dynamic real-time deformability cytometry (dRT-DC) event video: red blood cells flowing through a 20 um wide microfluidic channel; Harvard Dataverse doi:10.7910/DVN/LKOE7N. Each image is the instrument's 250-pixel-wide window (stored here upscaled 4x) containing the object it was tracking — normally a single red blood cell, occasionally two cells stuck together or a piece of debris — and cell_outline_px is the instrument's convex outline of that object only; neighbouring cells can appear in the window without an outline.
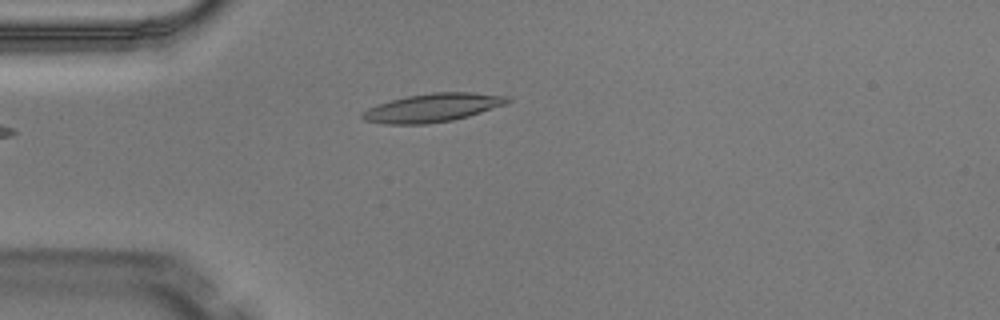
{"species": "Egyptian fruit bat (a non-hibernating species)", "species_latin": "Rousettus aegyptiacus", "temperature_condition": "warm", "stored_images_in_passage": 4, "camera_frame_rate_fps": 3000, "um_per_image_px": 0.085, "animal": {"sex": "male"}, "frame": {"image": 1, "passage_image": 4, "time_ms": 1.0, "image_size_px": [1000, 320], "cell_outline_px": [[512, 100], [504, 104], [468, 116], [452, 120], [428, 124], [384, 124], [364, 120], [360, 116], [360, 112], [368, 108], [392, 100], [408, 96], [432, 92], [468, 92], [512, 96]], "centroid_in_image_um": [36.76, 9.15], "position_along_channel_um": 48.2, "area_um2": 23.93}}